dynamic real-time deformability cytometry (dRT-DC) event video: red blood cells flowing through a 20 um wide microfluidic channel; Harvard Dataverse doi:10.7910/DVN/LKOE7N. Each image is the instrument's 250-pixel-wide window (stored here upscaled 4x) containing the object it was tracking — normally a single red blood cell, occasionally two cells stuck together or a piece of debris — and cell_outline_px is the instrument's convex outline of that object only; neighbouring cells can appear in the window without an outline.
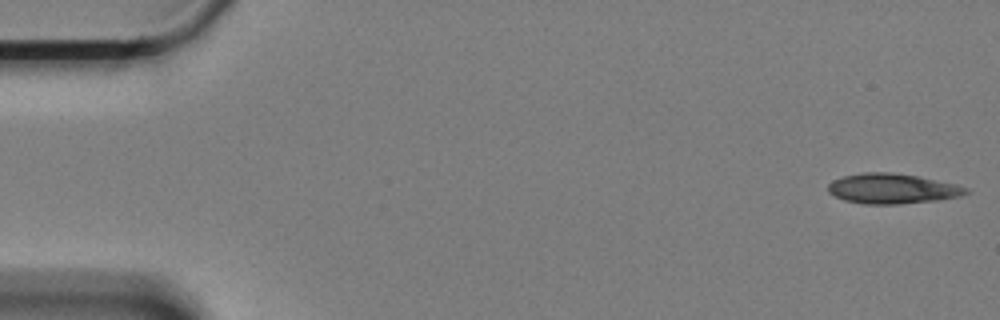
{"species": "Egyptian fruit bat (a non-hibernating species)", "species_latin": "Rousettus aegyptiacus", "temperature_condition": "cold", "stored_images_in_passage": 19, "camera_frame_rate_fps": 3000, "um_per_image_px": 0.085, "animal": {"sex": "female"}, "frame": {"image": 1, "passage_image": 1, "time_ms": 0.0, "image_size_px": [1000, 320], "cell_outline_px": [[968, 192], [960, 196], [940, 200], [896, 204], [864, 204], [844, 200], [828, 192], [828, 184], [832, 180], [844, 176], [864, 172], [892, 172], [916, 176], [956, 184], [968, 188]], "centroid_in_image_um": [75.83, 16.03], "position_along_channel_um": 9.2, "area_um2": 24.1}}
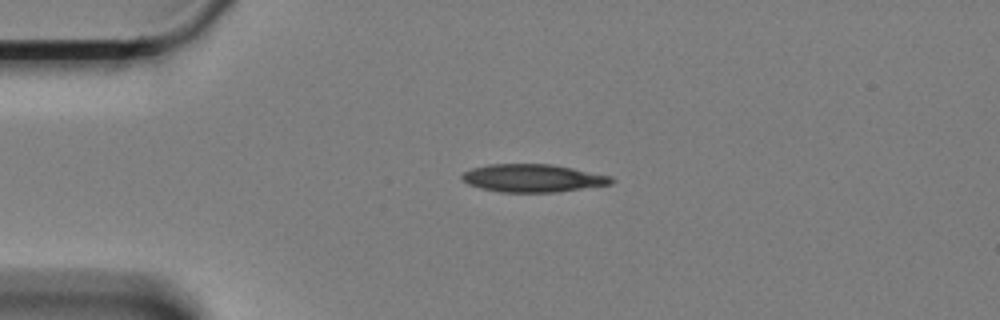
{"frame": {"image": 2, "passage_image": 13, "time_ms": 4.0, "image_size_px": [1000, 320], "cell_outline_px": [[616, 180], [612, 184], [556, 192], [500, 192], [480, 188], [468, 184], [460, 176], [464, 172], [472, 168], [488, 164], [552, 164], [612, 176]], "centroid_in_image_um": [45.3, 15.14], "position_along_channel_um": 39.7, "area_um2": 24.28}}